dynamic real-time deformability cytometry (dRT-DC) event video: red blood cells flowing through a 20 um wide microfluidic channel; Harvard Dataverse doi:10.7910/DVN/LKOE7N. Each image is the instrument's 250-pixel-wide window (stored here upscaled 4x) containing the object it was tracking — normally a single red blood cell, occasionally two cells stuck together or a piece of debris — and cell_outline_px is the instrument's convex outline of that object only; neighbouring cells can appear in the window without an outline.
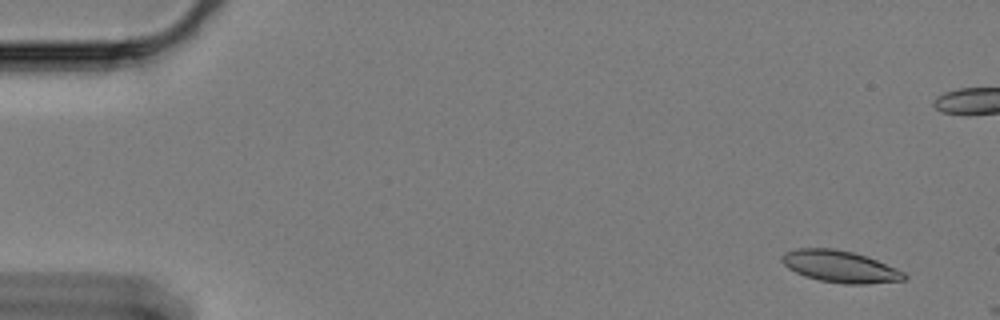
{"species": "Egyptian fruit bat (a non-hibernating species)", "species_latin": "Rousettus aegyptiacus", "temperature_condition": "cold", "stored_images_in_passage": 7, "camera_frame_rate_fps": 3000, "um_per_image_px": 0.085, "animal": {"sex": "female"}, "frame": {"image": 1, "passage_image": 4, "time_ms": 1.0, "image_size_px": [1000, 320], "cell_outline_px": [[908, 276], [904, 280], [864, 284], [844, 284], [820, 280], [804, 276], [788, 268], [780, 260], [780, 256], [784, 252], [796, 248], [836, 248], [852, 252], [876, 260], [896, 268], [904, 272]], "centroid_in_image_um": [71.37, 22.65], "position_along_channel_um": 13.6, "area_um2": 22.66}}